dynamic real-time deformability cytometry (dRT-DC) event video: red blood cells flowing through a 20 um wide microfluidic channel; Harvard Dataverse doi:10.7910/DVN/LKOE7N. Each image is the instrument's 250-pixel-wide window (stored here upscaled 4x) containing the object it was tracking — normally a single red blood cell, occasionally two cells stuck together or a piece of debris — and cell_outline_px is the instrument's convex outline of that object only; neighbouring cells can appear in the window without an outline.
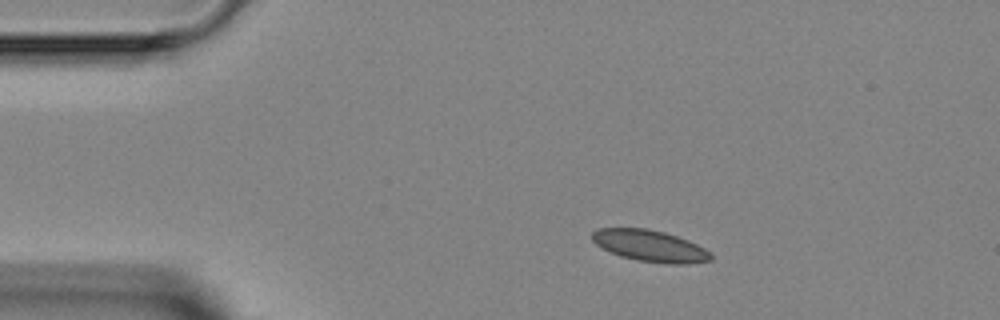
{"species": "Egyptian fruit bat (a non-hibernating species)", "species_latin": "Rousettus aegyptiacus", "temperature_condition": "room temperature", "stored_images_in_passage": 5, "camera_frame_rate_fps": 3000, "um_per_image_px": 0.085, "animal": {"sex": "female"}, "frame": {"image": 1, "passage_image": 2, "time_ms": 1.667, "image_size_px": [1000, 320], "cell_outline_px": [[712, 260], [688, 264], [668, 264], [636, 260], [620, 256], [596, 244], [592, 240], [592, 232], [596, 228], [648, 228], [664, 232], [688, 240], [704, 248], [712, 256]], "centroid_in_image_um": [55.24, 20.9], "position_along_channel_um": 29.8, "area_um2": 21.73}}
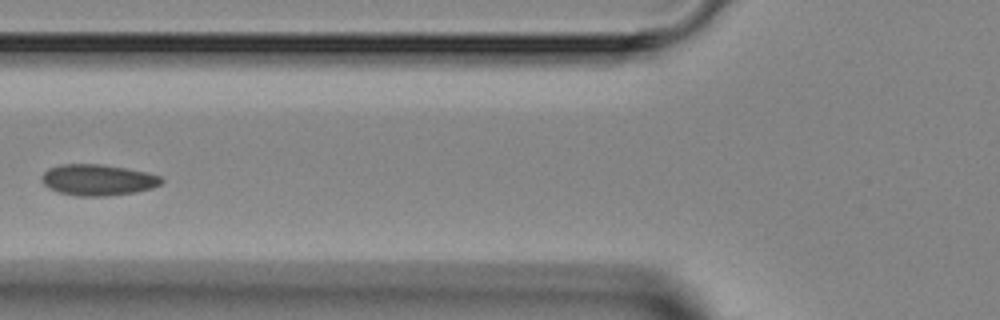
{"frame": {"image": 2, "passage_image": 4, "time_ms": 5.0, "image_size_px": [1000, 320], "cell_outline_px": [[164, 180], [160, 184], [152, 188], [136, 192], [104, 196], [80, 196], [56, 192], [48, 188], [40, 180], [40, 176], [48, 168], [60, 164], [100, 164], [148, 172], [160, 176]], "centroid_in_image_um": [8.28, 15.29], "position_along_channel_um": 117.5, "area_um2": 21.85}}
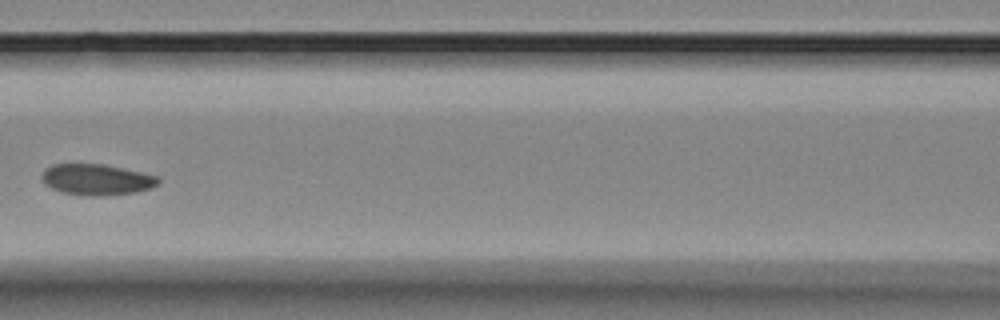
{"frame": {"image": 3, "passage_image": 5, "time_ms": 6.0, "image_size_px": [1000, 320], "cell_outline_px": [[160, 180], [152, 188], [136, 192], [104, 196], [92, 196], [60, 192], [44, 184], [40, 176], [44, 168], [52, 164], [104, 164], [160, 176]], "centroid_in_image_um": [8.19, 15.26], "position_along_channel_um": 158.4, "area_um2": 21.27}}